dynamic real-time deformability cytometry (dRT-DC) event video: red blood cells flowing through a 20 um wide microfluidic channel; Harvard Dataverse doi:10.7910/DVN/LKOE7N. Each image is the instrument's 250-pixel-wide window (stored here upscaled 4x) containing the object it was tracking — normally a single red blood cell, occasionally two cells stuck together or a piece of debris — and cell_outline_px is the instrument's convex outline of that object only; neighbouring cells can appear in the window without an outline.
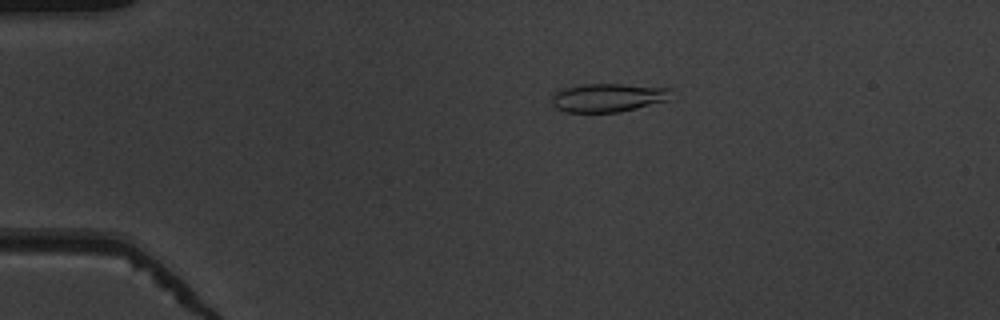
{"species": "common noctule bat (a hibernating species)", "species_latin": "Nyctalus noctula", "temperature_condition": "warm", "stored_images_in_passage": 48, "camera_frame_rate_fps": 3000, "um_per_image_px": 0.085, "animal": {"sex": "male", "body_mass_g": 19.5, "forearm_length_mm": 54.6}, "frame": {"image": 1, "passage_image": 7, "time_ms": 2.0, "image_size_px": [1000, 320], "cell_outline_px": [[668, 100], [620, 112], [564, 112], [556, 108], [552, 104], [552, 92], [564, 88], [580, 84], [624, 84], [668, 88]], "centroid_in_image_um": [51.58, 8.3], "position_along_channel_um": 33.4, "area_um2": 19.71}}
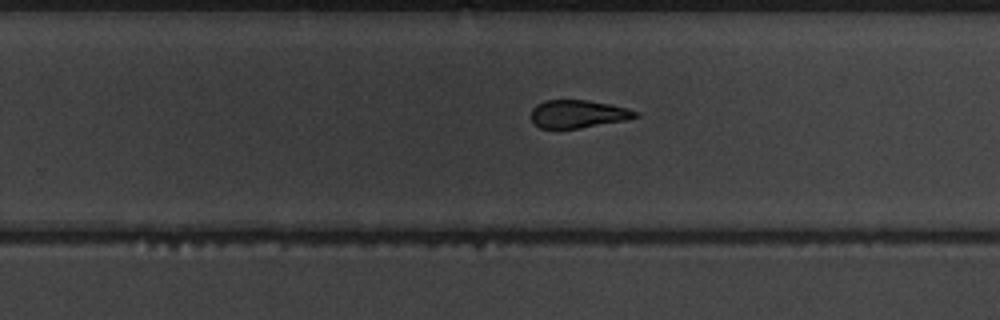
{"frame": {"image": 2, "passage_image": 30, "time_ms": 9.667, "image_size_px": [1000, 320], "cell_outline_px": [[640, 116], [624, 120], [580, 128], [540, 128], [532, 124], [532, 108], [536, 104], [544, 100], [588, 100], [612, 104], [628, 108], [636, 112]], "centroid_in_image_um": [49.1, 9.68], "position_along_channel_um": 280.7, "area_um2": 16.99}}
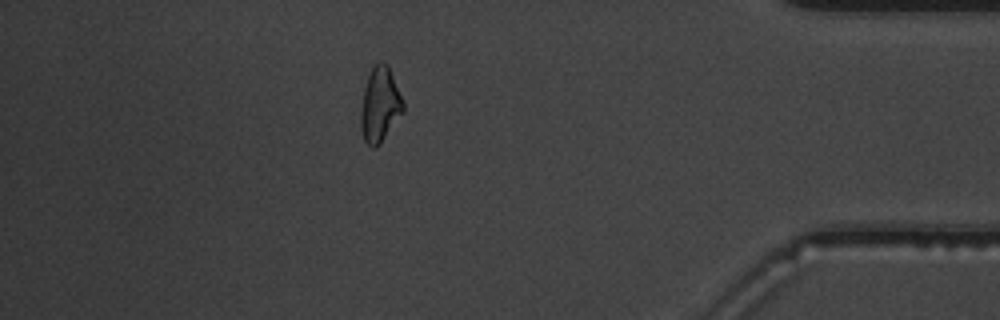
{"frame": {"image": 3, "passage_image": 42, "time_ms": 13.667, "image_size_px": [1000, 320], "cell_outline_px": [[404, 112], [380, 144], [376, 148], [372, 148], [364, 140], [360, 128], [360, 112], [364, 88], [368, 76], [372, 68], [380, 60], [384, 60], [388, 64], [404, 104]], "centroid_in_image_um": [32.29, 8.92], "position_along_channel_um": 402.9, "area_um2": 18.61}, "authors_computed_cell_mechanics": {"area_um2": 18.4671, "velocity_mm_per_s": 3.9408, "shape_relaxation_time_tau1_ms": 5.2013, "shape_relaxation_time_tau2_ms": 3.6487, "deformation_change_tau1": 0.1784, "deformation_change_tau2": 0.1086}}